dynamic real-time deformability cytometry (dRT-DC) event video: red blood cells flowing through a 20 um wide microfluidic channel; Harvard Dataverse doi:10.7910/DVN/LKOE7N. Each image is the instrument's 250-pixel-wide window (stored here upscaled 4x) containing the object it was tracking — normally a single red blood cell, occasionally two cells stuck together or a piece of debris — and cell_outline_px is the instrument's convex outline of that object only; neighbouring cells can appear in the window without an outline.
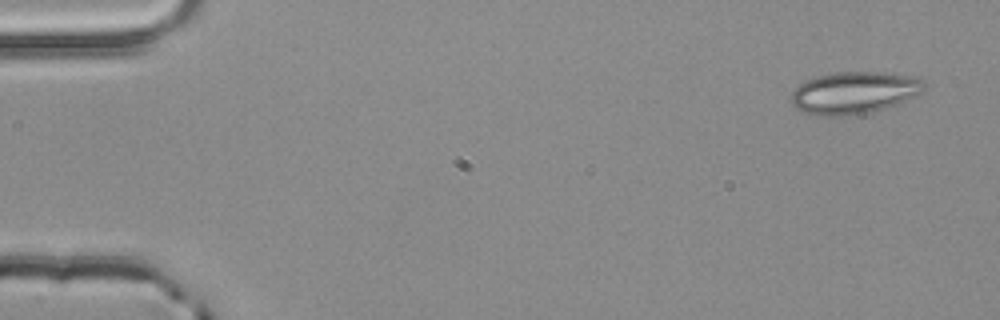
{"species": "common noctule bat (a hibernating species)", "species_latin": "Nyctalus noctula", "temperature_condition": "room temperature", "stored_images_in_passage": 4, "camera_frame_rate_fps": 3000, "um_per_image_px": 0.085, "animal": {"sex": "male", "body_mass_g": 20.4}, "frame": {"image": 1, "passage_image": 1, "time_ms": 0.0, "image_size_px": [1000, 320], "cell_outline_px": [[924, 88], [916, 96], [896, 104], [884, 108], [868, 112], [840, 116], [820, 116], [804, 112], [796, 108], [792, 104], [792, 92], [804, 80], [816, 76], [836, 72], [876, 72], [916, 76], [924, 80]], "centroid_in_image_um": [72.59, 7.87], "position_along_channel_um": 12.4, "area_um2": 32.48}}